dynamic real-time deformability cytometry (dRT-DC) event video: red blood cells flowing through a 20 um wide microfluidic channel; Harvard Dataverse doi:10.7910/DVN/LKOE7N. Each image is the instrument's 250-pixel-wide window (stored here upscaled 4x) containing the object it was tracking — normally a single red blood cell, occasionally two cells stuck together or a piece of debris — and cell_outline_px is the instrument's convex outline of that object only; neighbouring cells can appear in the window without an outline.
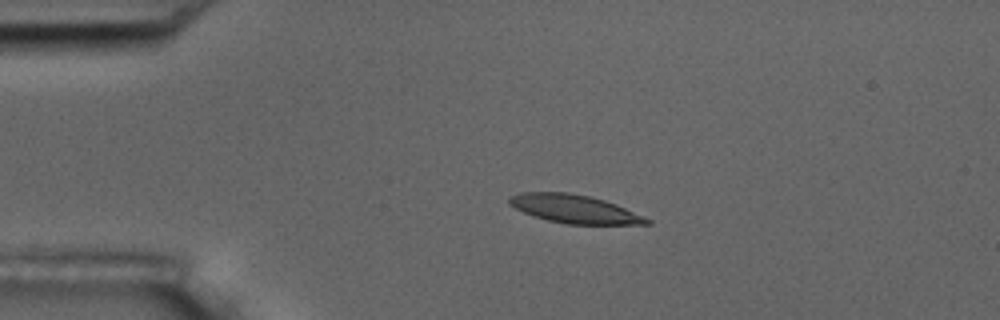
{"species": "common noctule bat (a hibernating species)", "species_latin": "Nyctalus noctula", "temperature_condition": "room temperature", "stored_images_in_passage": 4, "camera_frame_rate_fps": 3000, "um_per_image_px": 0.085, "animal": {"sex": "male", "body_mass_g": 17.5, "forearm_length_mm": 52.3}, "frame": {"image": 1, "passage_image": 3, "time_ms": 0.667, "image_size_px": [1000, 320], "cell_outline_px": [[652, 224], [564, 224], [532, 216], [508, 204], [508, 196], [520, 192], [568, 192], [588, 196], [604, 200], [616, 204], [644, 216], [652, 220]], "centroid_in_image_um": [48.81, 17.76], "position_along_channel_um": 36.2, "area_um2": 22.77}}